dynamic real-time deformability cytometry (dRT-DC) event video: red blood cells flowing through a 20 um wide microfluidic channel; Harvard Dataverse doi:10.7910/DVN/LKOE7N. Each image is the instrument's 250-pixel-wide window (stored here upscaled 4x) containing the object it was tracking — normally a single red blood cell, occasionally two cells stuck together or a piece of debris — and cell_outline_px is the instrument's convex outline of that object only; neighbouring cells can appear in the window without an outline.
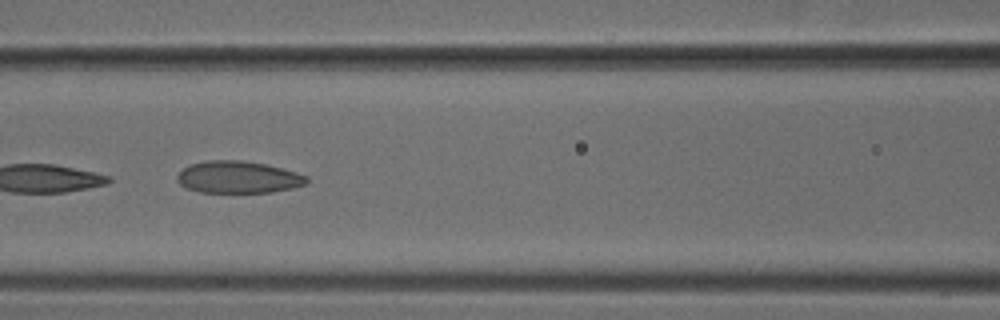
{"species": "common noctule bat (a hibernating species)", "species_latin": "Nyctalus noctula", "temperature_condition": "cold", "stored_images_in_passage": 8, "camera_frame_rate_fps": 3000, "um_per_image_px": 0.085, "animal": {"sex": "male", "body_mass_g": 18.8}, "frame": {"image": 1, "passage_image": 5, "time_ms": 1.333, "image_size_px": [1000, 320], "cell_outline_px": [[308, 184], [292, 188], [272, 192], [200, 192], [188, 188], [180, 184], [176, 180], [176, 176], [184, 168], [192, 164], [204, 160], [240, 160], [264, 164], [296, 172], [308, 176]], "centroid_in_image_um": [20.26, 15.06], "position_along_channel_um": 146.3, "area_um2": 24.1}}
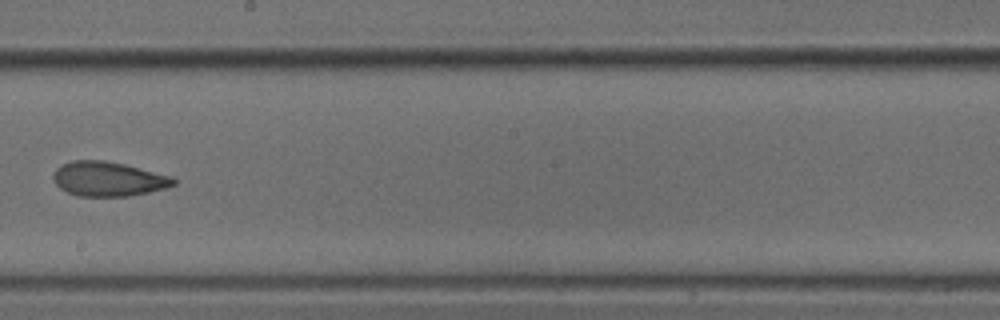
{"frame": {"image": 2, "passage_image": 7, "time_ms": 2.0, "image_size_px": [1000, 320], "cell_outline_px": [[176, 184], [164, 188], [148, 192], [128, 196], [80, 196], [68, 192], [60, 188], [52, 180], [52, 176], [56, 168], [60, 164], [72, 160], [104, 160], [124, 164], [172, 176], [176, 180]], "centroid_in_image_um": [9.17, 15.2], "position_along_channel_um": 239.0, "area_um2": 24.22}}
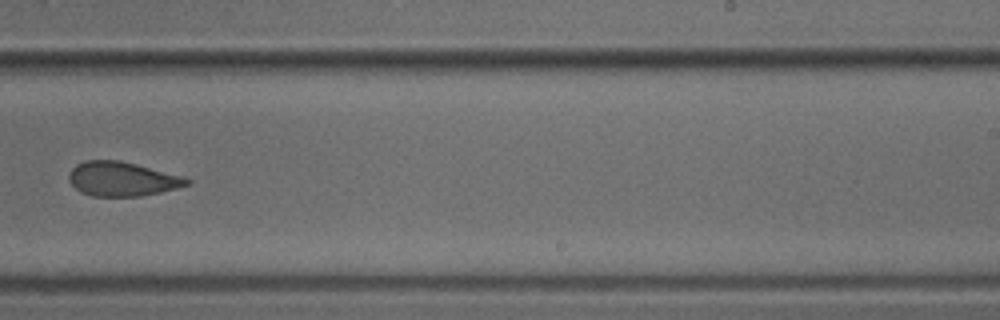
{"frame": {"image": 3, "passage_image": 8, "time_ms": 2.333, "image_size_px": [1000, 320], "cell_outline_px": [[192, 184], [160, 192], [140, 196], [92, 196], [80, 192], [72, 184], [68, 176], [72, 168], [76, 164], [84, 160], [120, 160], [184, 176], [192, 180]], "centroid_in_image_um": [10.4, 15.21], "position_along_channel_um": 278.6, "area_um2": 23.64}}